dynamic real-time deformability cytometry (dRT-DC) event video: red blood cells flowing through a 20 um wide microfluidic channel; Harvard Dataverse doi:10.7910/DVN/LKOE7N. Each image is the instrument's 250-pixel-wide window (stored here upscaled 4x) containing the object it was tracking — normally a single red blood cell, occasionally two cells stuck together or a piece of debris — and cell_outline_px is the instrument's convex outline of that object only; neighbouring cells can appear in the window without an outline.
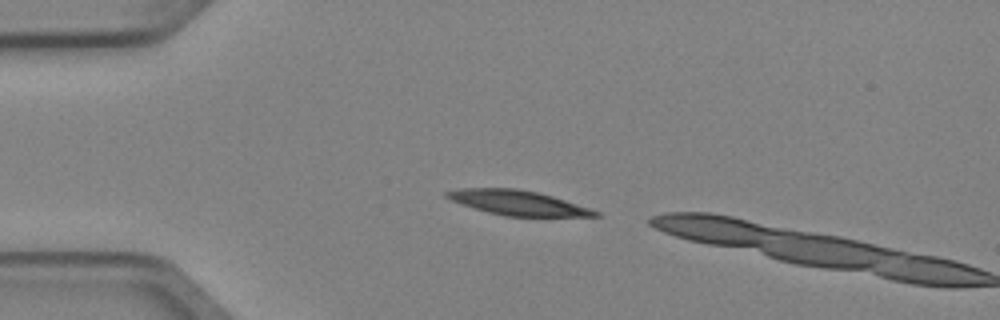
{"species": "Egyptian fruit bat (a non-hibernating species)", "species_latin": "Rousettus aegyptiacus", "temperature_condition": "cold", "stored_images_in_passage": 2, "camera_frame_rate_fps": 3000, "um_per_image_px": 0.085, "animal": {"sex": "female"}, "frame": {"image": 1, "passage_image": 1, "time_ms": 0.0, "image_size_px": [1000, 320], "cell_outline_px": [[600, 216], [504, 216], [488, 212], [452, 200], [444, 196], [444, 192], [456, 188], [516, 188], [536, 192], [552, 196], [600, 212]], "centroid_in_image_um": [43.97, 17.22], "position_along_channel_um": 41.0, "area_um2": 20.98}}